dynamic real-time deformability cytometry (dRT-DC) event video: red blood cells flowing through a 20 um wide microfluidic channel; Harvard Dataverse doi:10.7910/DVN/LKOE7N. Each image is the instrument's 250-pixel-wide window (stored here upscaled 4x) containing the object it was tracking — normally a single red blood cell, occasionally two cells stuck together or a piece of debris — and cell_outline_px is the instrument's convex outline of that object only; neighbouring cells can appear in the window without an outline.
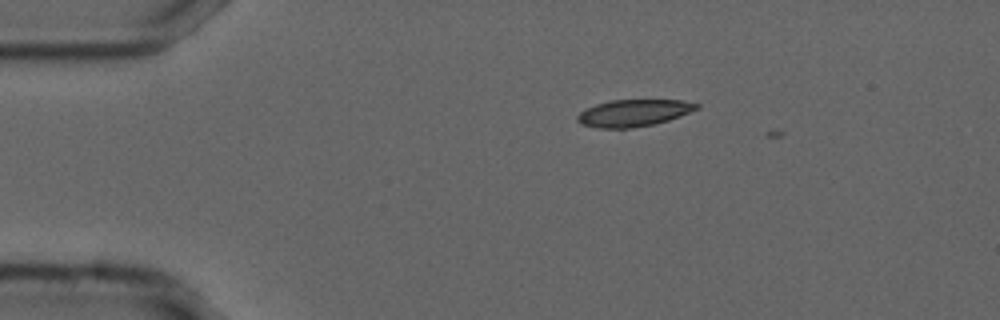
{"species": "common noctule bat (a hibernating species)", "species_latin": "Nyctalus noctula", "temperature_condition": "cold", "stored_images_in_passage": 3, "camera_frame_rate_fps": 3000, "um_per_image_px": 0.085, "animal": {"sex": "male", "forearm_length_mm": 52.5}, "frame": {"image": 1, "passage_image": 2, "time_ms": 0.333, "image_size_px": [1000, 320], "cell_outline_px": [[700, 108], [680, 116], [668, 120], [652, 124], [628, 128], [596, 128], [580, 124], [576, 120], [576, 116], [580, 112], [596, 104], [608, 100], [680, 100], [700, 104]], "centroid_in_image_um": [53.84, 9.6], "position_along_channel_um": 31.2, "area_um2": 18.67}}